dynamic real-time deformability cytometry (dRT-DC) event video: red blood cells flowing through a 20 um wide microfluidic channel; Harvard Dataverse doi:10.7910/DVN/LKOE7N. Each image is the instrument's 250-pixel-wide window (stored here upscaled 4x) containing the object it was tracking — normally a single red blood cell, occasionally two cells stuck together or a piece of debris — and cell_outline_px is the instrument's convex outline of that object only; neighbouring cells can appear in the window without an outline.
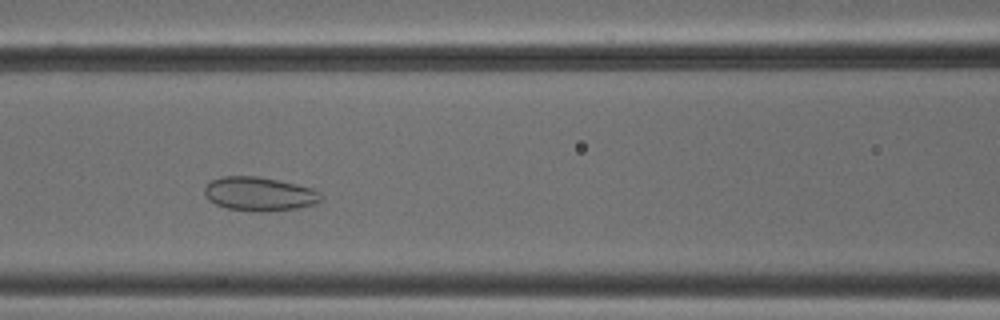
{"species": "common noctule bat (a hibernating species)", "species_latin": "Nyctalus noctula", "temperature_condition": "cold", "stored_images_in_passage": 46, "camera_frame_rate_fps": 3000, "um_per_image_px": 0.085, "animal": {"sex": "male", "body_mass_g": 18.8}, "frame": {"image": 1, "passage_image": 17, "time_ms": 5.333, "image_size_px": [1000, 320], "cell_outline_px": [[324, 196], [316, 204], [296, 208], [268, 212], [260, 212], [228, 208], [216, 204], [208, 200], [204, 196], [204, 188], [212, 180], [220, 176], [256, 176], [296, 184], [312, 188], [320, 192]], "centroid_in_image_um": [22.05, 16.49], "position_along_channel_um": 144.6, "area_um2": 23.06}}
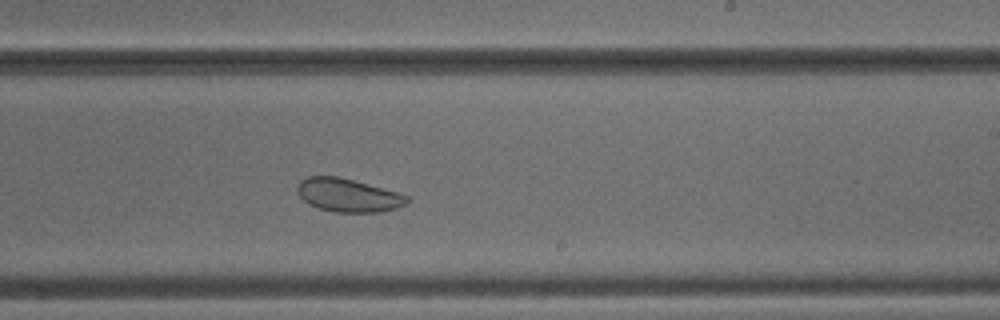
{"frame": {"image": 2, "passage_image": 26, "time_ms": 8.333, "image_size_px": [1000, 320], "cell_outline_px": [[412, 200], [396, 208], [380, 212], [336, 212], [320, 208], [308, 204], [300, 196], [296, 188], [300, 180], [308, 176], [336, 176], [352, 180], [396, 192], [408, 196]], "centroid_in_image_um": [29.57, 16.59], "position_along_channel_um": 259.4, "area_um2": 21.04}}
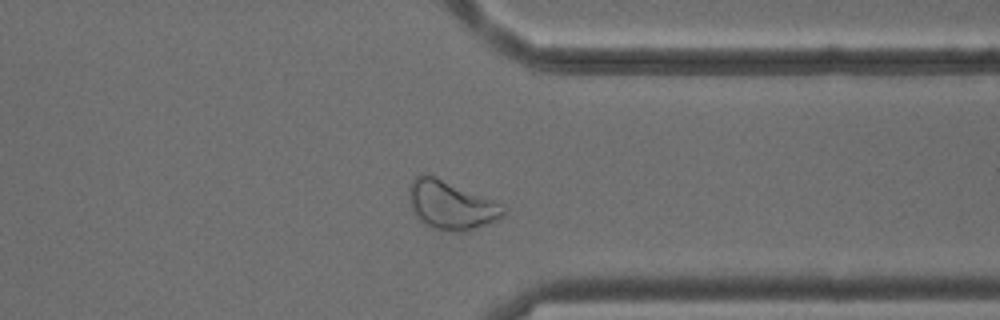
{"frame": {"image": 3, "passage_image": 35, "time_ms": 11.333, "image_size_px": [1000, 320], "cell_outline_px": [[504, 212], [496, 220], [476, 228], [464, 232], [448, 232], [432, 228], [420, 220], [412, 208], [408, 196], [408, 192], [412, 180], [416, 176], [432, 176], [492, 200], [504, 208]], "centroid_in_image_um": [38.29, 17.48], "position_along_channel_um": 373.1, "area_um2": 25.78}, "authors_computed_cell_mechanics": {"area_um2": 27.5417, "velocity_mm_per_s": 3.8351, "shape_relaxation_time_tau1_ms": null, "shape_relaxation_time_tau2_ms": 1.8535, "deformation_change_tau1": null, "deformation_change_tau2": 0.0621}}